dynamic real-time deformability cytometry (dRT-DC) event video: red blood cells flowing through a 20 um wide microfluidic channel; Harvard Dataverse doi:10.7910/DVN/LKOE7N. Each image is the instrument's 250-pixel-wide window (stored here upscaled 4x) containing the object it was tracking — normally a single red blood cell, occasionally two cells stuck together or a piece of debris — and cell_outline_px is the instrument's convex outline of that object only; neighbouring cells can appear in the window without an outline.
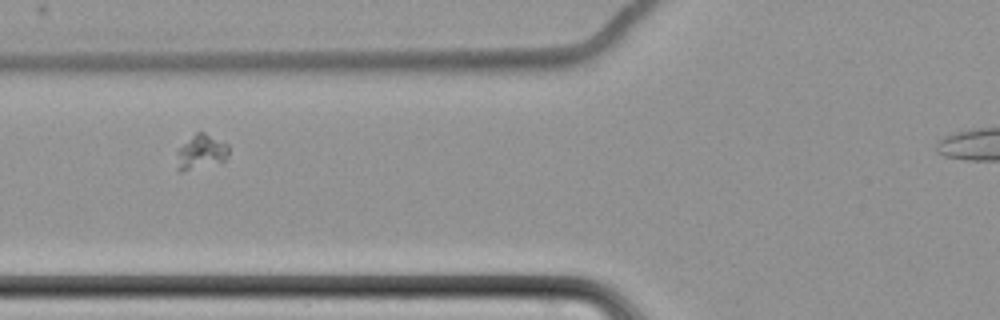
{"species": "common noctule bat (a hibernating species)", "species_latin": "Nyctalus noctula", "temperature_condition": "cold", "stored_images_in_passage": 11, "segment_of_instrument_passage": [2, 2], "camera_frame_rate_fps": 3000, "um_per_image_px": 0.085, "animal": {"sex": "female", "body_mass_g": 22.7, "forearm_length_mm": 54.2}, "frame": {"image": 1, "passage_image": 8, "time_ms": 9.667, "image_size_px": [1000, 320], "cell_outline_px": [[228, 156], [224, 160], [184, 172], [180, 172], [176, 168], [176, 152], [196, 132], [204, 132], [228, 144]], "centroid_in_image_um": [17.05, 12.94], "position_along_channel_um": 108.7, "area_um2": 10.35}}